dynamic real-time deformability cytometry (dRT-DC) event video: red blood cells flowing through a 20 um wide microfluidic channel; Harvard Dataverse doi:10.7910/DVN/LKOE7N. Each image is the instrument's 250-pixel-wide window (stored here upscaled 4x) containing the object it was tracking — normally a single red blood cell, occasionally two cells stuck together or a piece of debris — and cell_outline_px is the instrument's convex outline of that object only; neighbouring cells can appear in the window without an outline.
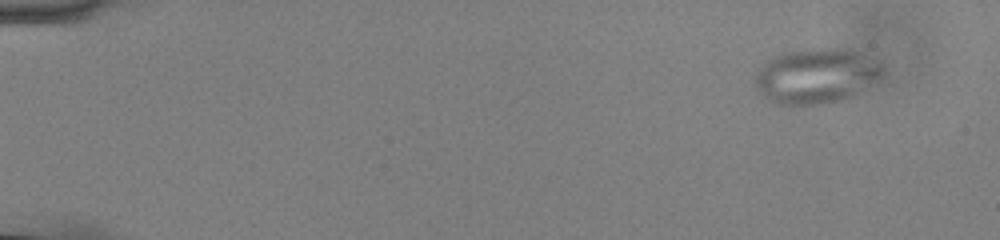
{"species": "common noctule bat (a hibernating species)", "species_latin": "Nyctalus noctula", "temperature_condition": "cold", "stored_images_in_passage": 56, "camera_frame_rate_fps": 3000, "um_per_image_px": 0.085, "animal": {"sex": "male", "body_mass_g": 13.0, "forearm_length_mm": 53.1}, "frame": {"image": 1, "passage_image": 5, "time_ms": 1.333, "image_size_px": [1000, 240], "cell_outline_px": [[888, 64], [884, 76], [848, 96], [836, 100], [820, 104], [776, 104], [764, 96], [760, 92], [756, 84], [756, 72], [768, 60], [784, 52], [804, 48], [832, 48], [856, 52], [880, 60]], "centroid_in_image_um": [69.43, 6.42], "position_along_channel_um": 15.6, "area_um2": 40.58}}
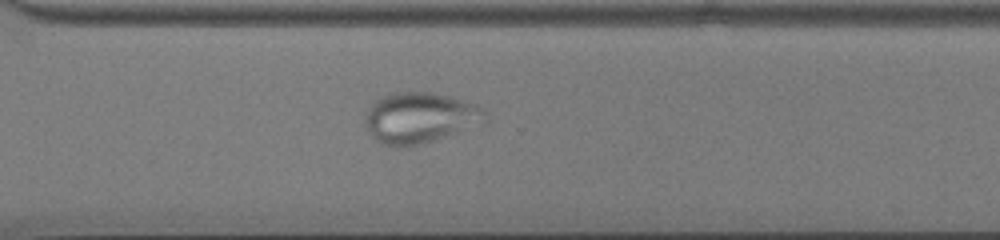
{"frame": {"image": 2, "passage_image": 42, "time_ms": 13.667, "image_size_px": [1000, 240], "cell_outline_px": [[488, 120], [436, 140], [420, 144], [396, 148], [380, 144], [376, 140], [368, 128], [364, 120], [368, 108], [376, 100], [384, 96], [396, 92], [432, 92], [448, 96], [476, 104], [488, 112]], "centroid_in_image_um": [35.69, 10.02], "position_along_channel_um": 334.9, "area_um2": 35.37}}
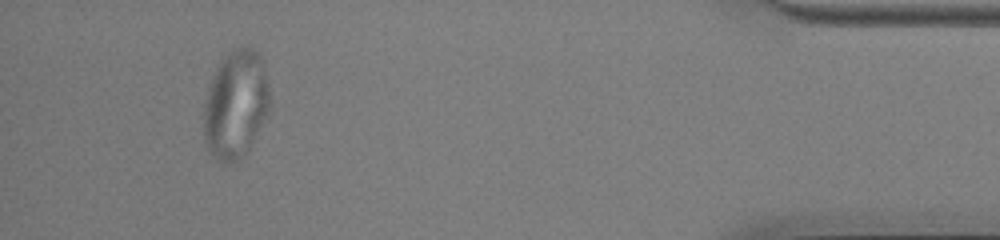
{"frame": {"image": 3, "passage_image": 53, "time_ms": 17.333, "image_size_px": [1000, 240], "cell_outline_px": [[268, 112], [248, 152], [236, 160], [228, 164], [224, 164], [216, 160], [208, 152], [204, 140], [204, 104], [208, 84], [220, 60], [232, 48], [240, 44], [252, 48], [260, 52], [264, 60], [268, 84]], "centroid_in_image_um": [20.02, 8.84], "position_along_channel_um": 415.2, "area_um2": 42.43}}